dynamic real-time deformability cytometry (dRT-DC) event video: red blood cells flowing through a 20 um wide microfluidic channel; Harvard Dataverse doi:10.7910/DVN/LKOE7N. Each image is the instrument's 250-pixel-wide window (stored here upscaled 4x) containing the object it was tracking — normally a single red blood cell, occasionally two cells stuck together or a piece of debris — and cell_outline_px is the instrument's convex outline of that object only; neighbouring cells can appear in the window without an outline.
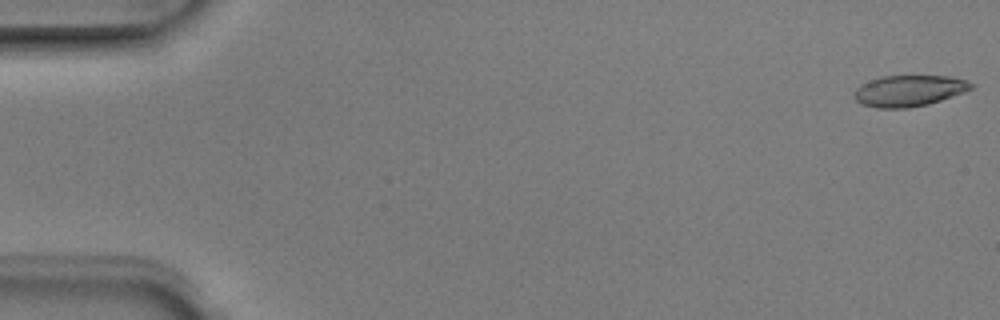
{"species": "Egyptian fruit bat (a non-hibernating species)", "species_latin": "Rousettus aegyptiacus", "temperature_condition": "room temperature", "stored_images_in_passage": 4, "camera_frame_rate_fps": 3000, "um_per_image_px": 0.085, "animal": {"sex": "male"}, "frame": {"image": 1, "passage_image": 1, "time_ms": 0.0, "image_size_px": [1000, 320], "cell_outline_px": [[976, 84], [972, 88], [964, 92], [928, 104], [908, 108], [876, 108], [864, 104], [856, 100], [856, 88], [860, 84], [880, 76], [948, 76], [968, 80]], "centroid_in_image_um": [77.3, 7.7], "position_along_channel_um": 7.7, "area_um2": 21.15}}
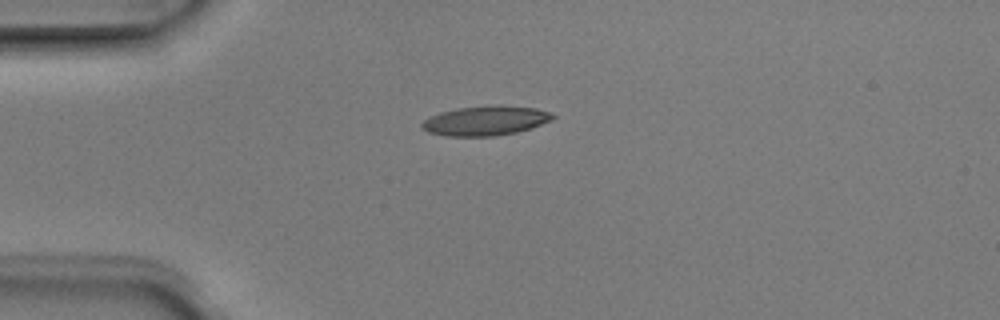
{"frame": {"image": 2, "passage_image": 4, "time_ms": 1.0, "image_size_px": [1000, 320], "cell_outline_px": [[556, 116], [552, 120], [516, 132], [496, 136], [444, 136], [428, 132], [420, 128], [420, 124], [428, 116], [440, 112], [456, 108], [536, 108], [552, 112]], "centroid_in_image_um": [41.18, 10.31], "position_along_channel_um": 43.8, "area_um2": 21.68}}